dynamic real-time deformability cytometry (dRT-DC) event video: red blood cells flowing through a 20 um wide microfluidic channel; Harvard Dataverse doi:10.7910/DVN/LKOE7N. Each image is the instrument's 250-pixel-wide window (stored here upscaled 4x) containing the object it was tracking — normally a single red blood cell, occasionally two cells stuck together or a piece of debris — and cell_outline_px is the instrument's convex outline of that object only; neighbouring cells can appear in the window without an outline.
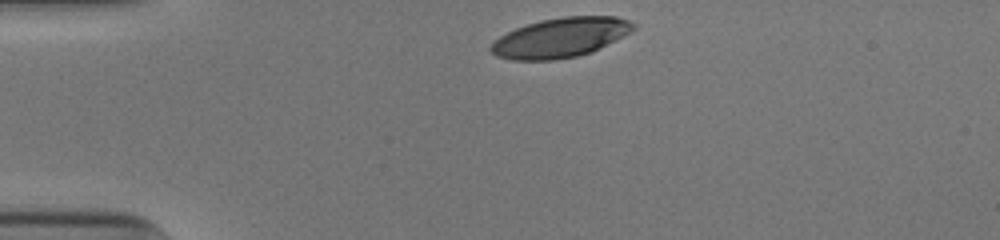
{"species": "human", "species_latin": "Homo sapiens", "temperature_condition": "cold", "stored_images_in_passage": 32, "camera_frame_rate_fps": 3000, "um_per_image_px": 0.085, "donor": {"sex": "male"}, "frame": {"image": 1, "passage_image": 1, "time_ms": 0.0, "image_size_px": [1000, 240], "cell_outline_px": [[636, 28], [600, 48], [592, 52], [576, 56], [556, 60], [512, 60], [496, 56], [488, 48], [492, 40], [516, 28], [540, 20], [564, 16], [616, 16], [628, 20], [636, 24]], "centroid_in_image_um": [47.6, 3.2], "position_along_channel_um": 37.4, "area_um2": 32.89}}
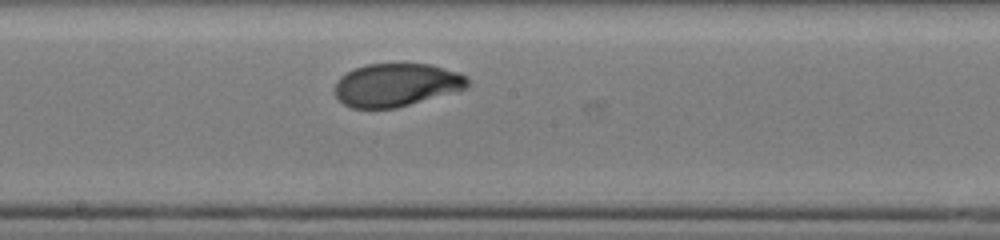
{"frame": {"image": 2, "passage_image": 18, "time_ms": 5.667, "image_size_px": [1000, 240], "cell_outline_px": [[468, 88], [396, 108], [352, 108], [344, 104], [336, 96], [336, 80], [340, 76], [356, 68], [368, 64], [432, 64], [460, 72], [468, 76]], "centroid_in_image_um": [33.73, 7.21], "position_along_channel_um": 214.5, "area_um2": 33.29}}
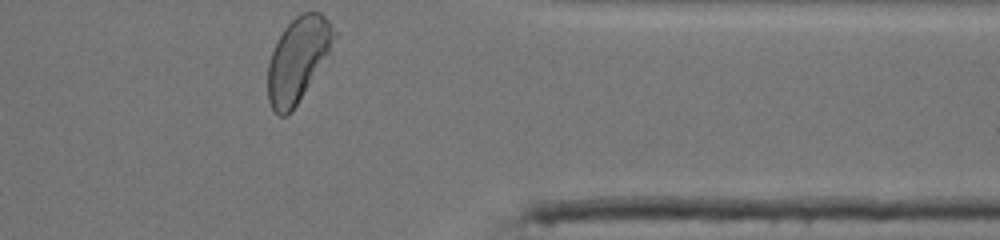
{"frame": {"image": 3, "passage_image": 32, "time_ms": 10.333, "image_size_px": [1000, 240], "cell_outline_px": [[336, 36], [332, 60], [292, 112], [284, 116], [280, 116], [272, 108], [268, 100], [268, 64], [276, 40], [284, 28], [296, 16], [304, 12], [320, 12], [328, 20], [336, 32]], "centroid_in_image_um": [25.42, 5.1], "position_along_channel_um": 386.0, "area_um2": 34.16}, "authors_computed_cell_mechanics": {"area_um2": 33.6974, "velocity_mm_per_s": 3.9138, "shape_relaxation_time_tau1_ms": 2.6129, "shape_relaxation_time_tau2_ms": 0.7473, "deformation_change_tau1": 0.1794, "deformation_change_tau2": 0.0483}}